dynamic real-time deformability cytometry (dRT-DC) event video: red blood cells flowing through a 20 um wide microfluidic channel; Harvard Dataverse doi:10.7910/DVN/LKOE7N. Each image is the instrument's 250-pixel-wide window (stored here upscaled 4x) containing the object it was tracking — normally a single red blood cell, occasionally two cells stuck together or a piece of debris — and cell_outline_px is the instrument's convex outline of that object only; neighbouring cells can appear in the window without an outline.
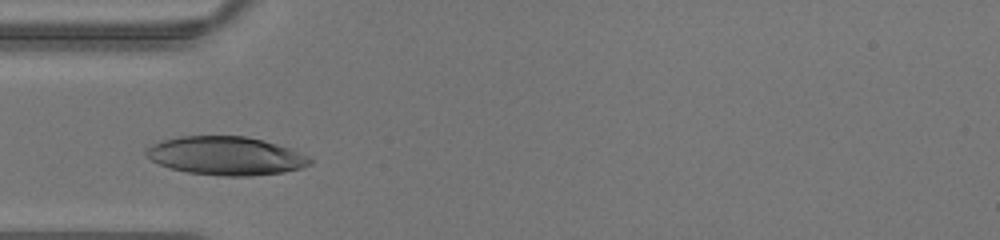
{"species": "human", "species_latin": "Homo sapiens", "temperature_condition": "warm", "stored_images_in_passage": 21, "camera_frame_rate_fps": 3000, "um_per_image_px": 0.085, "donor": {"sex": "male"}, "frame": {"image": 1, "passage_image": 1, "time_ms": 0.0, "image_size_px": [1000, 240], "cell_outline_px": [[292, 168], [276, 172], [196, 172], [176, 168], [164, 164], [156, 160], [160, 144], [172, 140], [192, 136], [240, 136], [260, 140], [280, 148]], "centroid_in_image_um": [18.91, 13.16], "position_along_channel_um": 66.1, "area_um2": 29.13}}
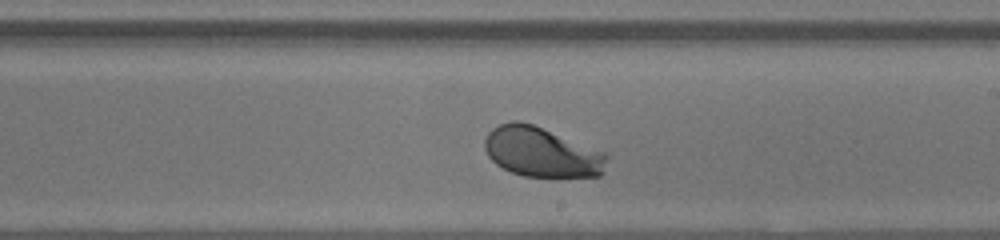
{"frame": {"image": 2, "passage_image": 12, "time_ms": 3.667, "image_size_px": [1000, 240], "cell_outline_px": [[600, 172], [596, 176], [528, 176], [504, 168], [488, 152], [488, 136], [496, 128], [504, 124], [528, 124], [540, 128], [548, 132]], "centroid_in_image_um": [45.51, 12.98], "position_along_channel_um": 243.5, "area_um2": 27.86}}
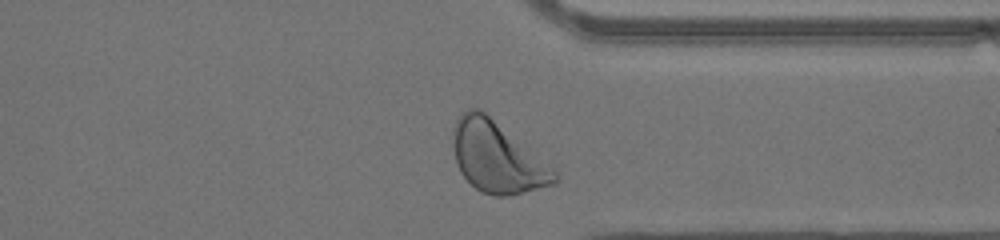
{"frame": {"image": 3, "passage_image": 20, "time_ms": 6.333, "image_size_px": [1000, 240], "cell_outline_px": [[540, 184], [516, 192], [484, 192], [472, 184], [468, 180], [460, 168], [456, 156], [456, 136], [460, 124], [472, 112], [480, 112], [496, 128]], "centroid_in_image_um": [41.64, 13.43], "position_along_channel_um": 369.8, "area_um2": 29.36}}